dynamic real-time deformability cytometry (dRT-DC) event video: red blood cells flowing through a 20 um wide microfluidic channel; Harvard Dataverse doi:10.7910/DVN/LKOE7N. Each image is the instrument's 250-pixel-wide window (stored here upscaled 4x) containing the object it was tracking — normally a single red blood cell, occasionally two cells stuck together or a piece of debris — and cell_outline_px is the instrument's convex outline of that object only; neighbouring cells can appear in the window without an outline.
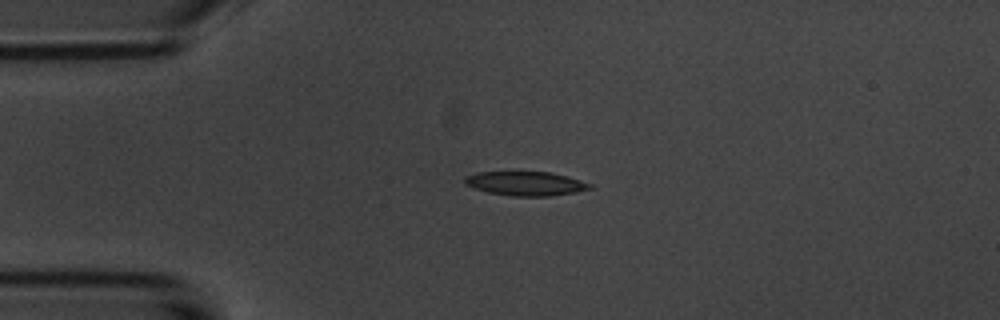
{"species": "common noctule bat (a hibernating species)", "species_latin": "Nyctalus noctula", "temperature_condition": "room temperature", "stored_images_in_passage": 14, "camera_frame_rate_fps": 3000, "um_per_image_px": 0.085, "animal": {"sex": "male", "body_mass_g": 20.1, "forearm_length_mm": 53.5}, "frame": {"image": 1, "passage_image": 3, "time_ms": 3.0, "image_size_px": [1000, 320], "cell_outline_px": [[592, 188], [576, 192], [552, 196], [512, 196], [488, 192], [464, 184], [464, 176], [476, 172], [552, 172], [568, 176], [592, 184]], "centroid_in_image_um": [44.69, 15.6], "position_along_channel_um": 40.3, "area_um2": 17.63}}
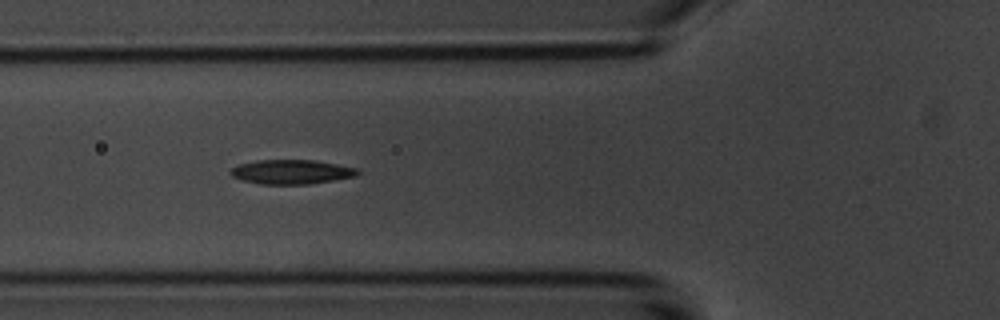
{"frame": {"image": 2, "passage_image": 5, "time_ms": 5.333, "image_size_px": [1000, 320], "cell_outline_px": [[360, 172], [356, 176], [308, 184], [260, 184], [244, 180], [232, 176], [228, 172], [232, 168], [240, 164], [256, 160], [316, 160], [356, 168]], "centroid_in_image_um": [24.76, 14.6], "position_along_channel_um": 101.0, "area_um2": 17.86}}
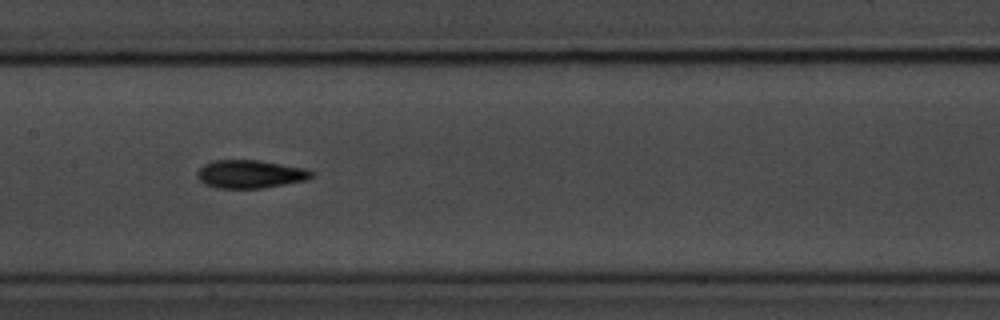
{"frame": {"image": 3, "passage_image": 7, "time_ms": 7.667, "image_size_px": [1000, 320], "cell_outline_px": [[316, 176], [308, 180], [264, 188], [216, 188], [204, 184], [196, 176], [196, 172], [204, 164], [212, 160], [260, 160], [304, 168], [312, 172]], "centroid_in_image_um": [21.27, 14.8], "position_along_channel_um": 186.1, "area_um2": 18.96}, "authors_computed_cell_mechanics": {"area_um2": 17.7446, "velocity_mm_per_s": 3.6178, "shape_relaxation_time_tau1_ms": 2.7537, "shape_relaxation_time_tau2_ms": 4.2951, "deformation_change_tau1": 0.114, "deformation_change_tau2": 0.1043}}